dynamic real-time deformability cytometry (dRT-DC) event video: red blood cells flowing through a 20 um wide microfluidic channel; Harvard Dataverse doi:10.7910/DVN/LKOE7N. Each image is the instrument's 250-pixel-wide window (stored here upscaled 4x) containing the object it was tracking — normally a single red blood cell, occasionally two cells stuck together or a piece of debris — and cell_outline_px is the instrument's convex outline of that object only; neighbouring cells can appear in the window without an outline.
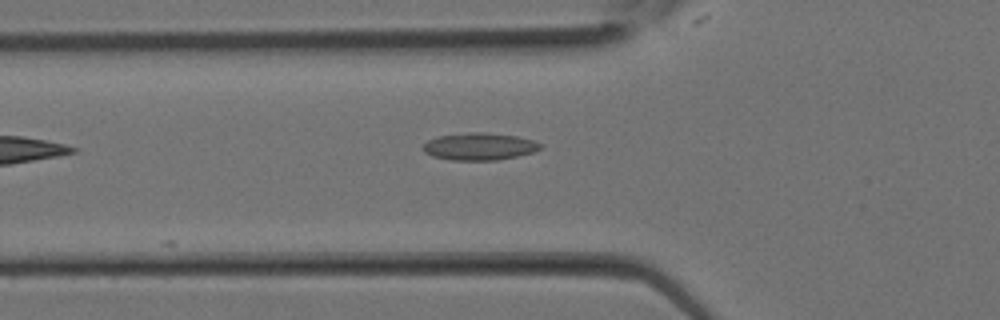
{"species": "Egyptian fruit bat (a non-hibernating species)", "species_latin": "Rousettus aegyptiacus", "temperature_condition": "room temperature", "stored_images_in_passage": 8, "camera_frame_rate_fps": 3000, "um_per_image_px": 0.085, "animal": {"sex": "female"}, "frame": {"image": 1, "passage_image": 3, "time_ms": 0.667, "image_size_px": [1000, 320], "cell_outline_px": [[544, 148], [532, 152], [516, 156], [496, 160], [452, 160], [432, 156], [424, 152], [424, 144], [428, 140], [440, 136], [468, 132], [484, 132], [516, 136], [532, 140], [544, 144]], "centroid_in_image_um": [40.78, 12.45], "position_along_channel_um": 85.0, "area_um2": 18.55}}
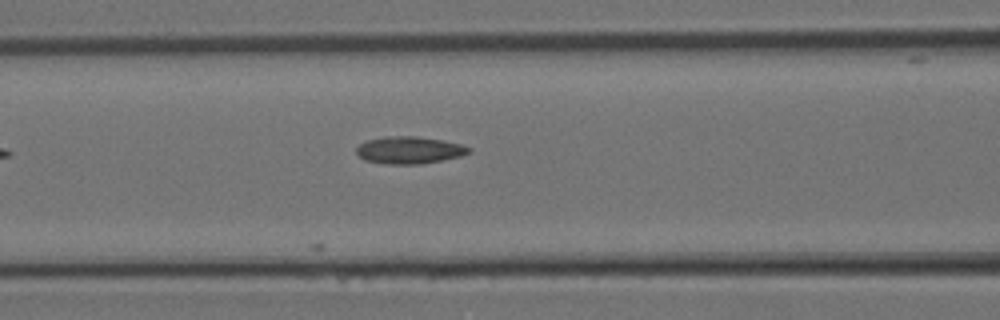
{"frame": {"image": 2, "passage_image": 5, "time_ms": 1.333, "image_size_px": [1000, 320], "cell_outline_px": [[472, 152], [460, 156], [420, 164], [384, 164], [364, 160], [356, 152], [356, 148], [360, 144], [368, 140], [384, 136], [416, 136], [444, 140], [460, 144], [472, 148]], "centroid_in_image_um": [34.79, 12.75], "position_along_channel_um": 131.8, "area_um2": 17.86}}